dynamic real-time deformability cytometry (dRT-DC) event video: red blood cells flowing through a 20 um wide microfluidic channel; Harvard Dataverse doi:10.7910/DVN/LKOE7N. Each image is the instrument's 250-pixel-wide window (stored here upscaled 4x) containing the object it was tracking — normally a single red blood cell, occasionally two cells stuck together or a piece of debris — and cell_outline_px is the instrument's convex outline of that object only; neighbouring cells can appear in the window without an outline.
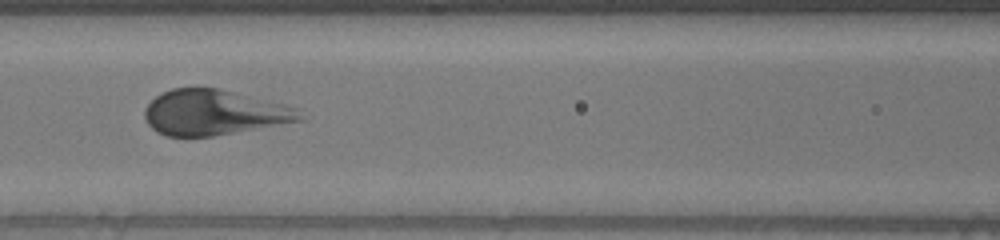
{"species": "human", "species_latin": "Homo sapiens", "temperature_condition": "warm", "stored_images_in_passage": 50, "camera_frame_rate_fps": 3000, "um_per_image_px": 0.085, "donor": {"sex": "male"}, "frame": {"image": 1, "passage_image": 18, "time_ms": 5.667, "image_size_px": [1000, 240], "cell_outline_px": [[304, 120], [212, 136], [168, 136], [156, 132], [148, 124], [144, 116], [144, 108], [156, 96], [172, 88], [216, 88], [284, 104], [300, 108]], "centroid_in_image_um": [18.18, 9.57], "position_along_channel_um": 148.4, "area_um2": 40.63}}
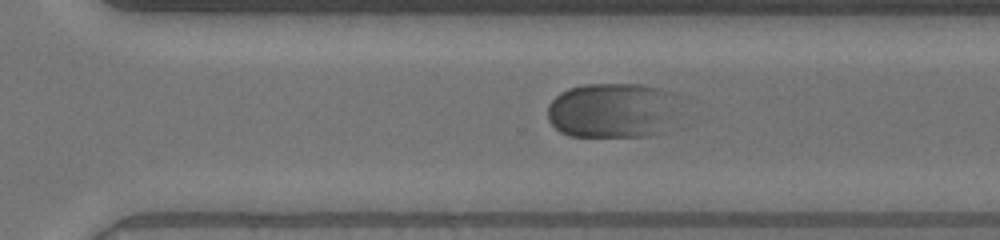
{"frame": {"image": 2, "passage_image": 32, "time_ms": 10.333, "image_size_px": [1000, 240], "cell_outline_px": [[684, 128], [644, 136], [568, 136], [560, 132], [548, 120], [548, 104], [560, 92], [568, 88], [584, 84], [640, 84], [660, 88], [676, 92]], "centroid_in_image_um": [52.28, 9.4], "position_along_channel_um": 318.3, "area_um2": 44.68}}
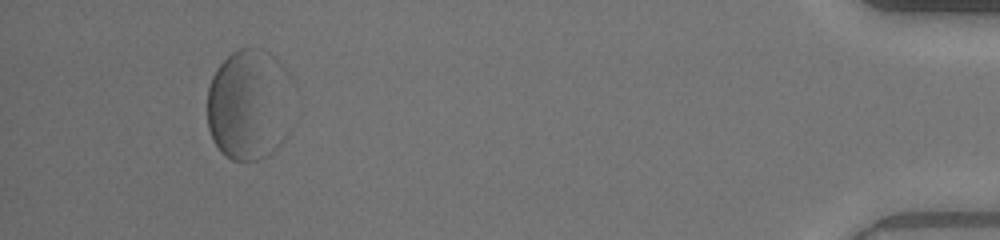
{"frame": {"image": 3, "passage_image": 46, "time_ms": 15.0, "image_size_px": [1000, 240], "cell_outline_px": [[284, 140], [268, 156], [260, 160], [232, 160], [224, 156], [220, 152], [212, 140], [208, 128], [208, 88], [212, 76], [216, 68], [232, 52], [240, 48], [260, 48], [268, 52], [284, 68]], "centroid_in_image_um": [21.0, 8.93], "position_along_channel_um": 414.2, "area_um2": 53.47}}